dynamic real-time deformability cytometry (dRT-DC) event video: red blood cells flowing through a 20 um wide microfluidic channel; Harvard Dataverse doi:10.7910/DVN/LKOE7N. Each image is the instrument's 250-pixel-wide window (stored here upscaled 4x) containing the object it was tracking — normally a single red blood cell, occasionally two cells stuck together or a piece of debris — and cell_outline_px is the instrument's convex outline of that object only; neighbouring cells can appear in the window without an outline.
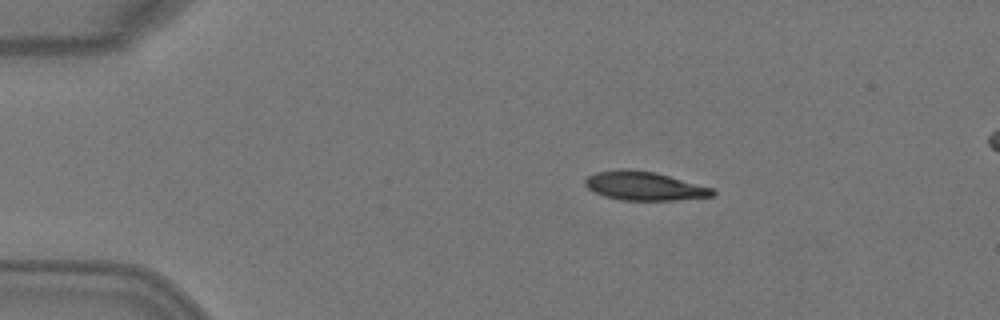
{"species": "Egyptian fruit bat (a non-hibernating species)", "species_latin": "Rousettus aegyptiacus", "temperature_condition": "warm", "stored_images_in_passage": 4, "camera_frame_rate_fps": 3000, "um_per_image_px": 0.085, "animal": {"sex": "female"}, "frame": {"image": 1, "passage_image": 1, "time_ms": 0.0, "image_size_px": [1000, 320], "cell_outline_px": [[716, 196], [676, 200], [620, 200], [604, 196], [588, 188], [584, 184], [584, 180], [588, 176], [596, 172], [620, 168], [628, 168], [656, 172], [712, 188], [716, 192]], "centroid_in_image_um": [54.76, 15.8], "position_along_channel_um": 30.2, "area_um2": 21.5}}
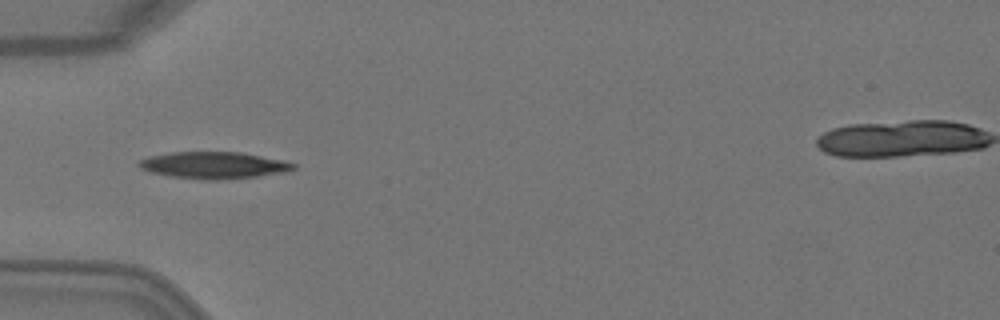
{"frame": {"image": 2, "passage_image": 3, "time_ms": 0.667, "image_size_px": [1000, 320], "cell_outline_px": [[296, 168], [288, 172], [256, 176], [220, 180], [208, 180], [172, 176], [152, 172], [140, 168], [140, 160], [148, 156], [172, 152], [240, 152], [284, 160], [296, 164]], "centroid_in_image_um": [18.23, 14.04], "position_along_channel_um": 66.8, "area_um2": 23.99}}